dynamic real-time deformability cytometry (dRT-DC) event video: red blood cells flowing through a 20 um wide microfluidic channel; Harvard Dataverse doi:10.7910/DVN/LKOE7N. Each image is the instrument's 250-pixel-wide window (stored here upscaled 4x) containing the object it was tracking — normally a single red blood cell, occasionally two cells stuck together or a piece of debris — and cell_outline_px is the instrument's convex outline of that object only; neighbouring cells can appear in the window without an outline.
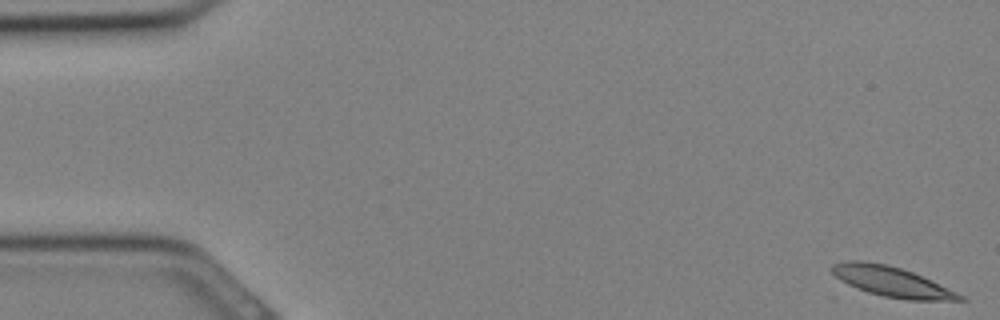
{"species": "Egyptian fruit bat (a non-hibernating species)", "species_latin": "Rousettus aegyptiacus", "temperature_condition": "cold", "stored_images_in_passage": 8, "camera_frame_rate_fps": 3000, "um_per_image_px": 0.085, "animal": {"sex": "female"}, "frame": {"image": 1, "passage_image": 1, "time_ms": 0.0, "image_size_px": [1000, 320], "cell_outline_px": [[968, 300], [832, 300], [828, 296], [828, 268], [832, 264], [848, 260], [860, 260], [888, 264], [912, 272], [956, 292], [964, 296]], "centroid_in_image_um": [75.0, 24.1], "position_along_channel_um": 10.0, "area_um2": 28.15}}